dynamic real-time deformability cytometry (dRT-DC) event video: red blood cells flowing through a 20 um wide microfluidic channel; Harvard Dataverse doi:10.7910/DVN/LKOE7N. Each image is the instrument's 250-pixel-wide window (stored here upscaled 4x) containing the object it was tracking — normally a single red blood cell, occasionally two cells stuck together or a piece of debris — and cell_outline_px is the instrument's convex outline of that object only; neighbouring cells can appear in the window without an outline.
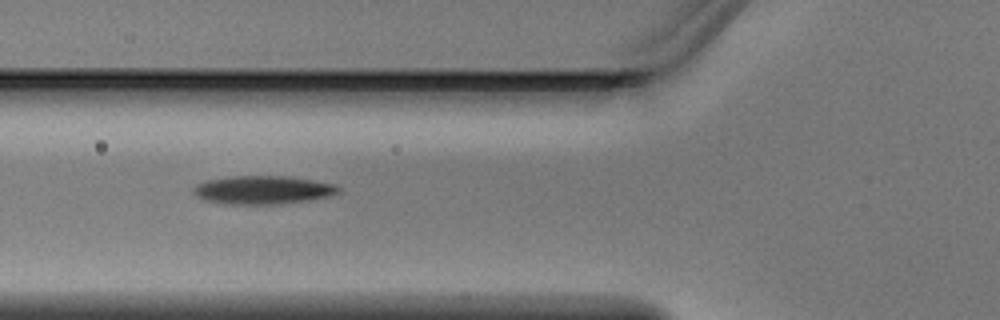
{"species": "Egyptian fruit bat (a non-hibernating species)", "species_latin": "Rousettus aegyptiacus", "temperature_condition": "warm", "stored_images_in_passage": 2, "camera_frame_rate_fps": 3000, "um_per_image_px": 0.085, "animal": {"sex": "male"}, "frame": {"image": 1, "passage_image": 2, "time_ms": 0.333, "image_size_px": [1000, 320], "cell_outline_px": [[340, 192], [328, 196], [308, 200], [276, 204], [232, 204], [204, 200], [196, 196], [192, 192], [192, 188], [196, 184], [208, 180], [236, 176], [284, 176], [312, 180], [336, 184], [340, 188]], "centroid_in_image_um": [22.33, 16.14], "position_along_channel_um": 103.5, "area_um2": 23.76}}